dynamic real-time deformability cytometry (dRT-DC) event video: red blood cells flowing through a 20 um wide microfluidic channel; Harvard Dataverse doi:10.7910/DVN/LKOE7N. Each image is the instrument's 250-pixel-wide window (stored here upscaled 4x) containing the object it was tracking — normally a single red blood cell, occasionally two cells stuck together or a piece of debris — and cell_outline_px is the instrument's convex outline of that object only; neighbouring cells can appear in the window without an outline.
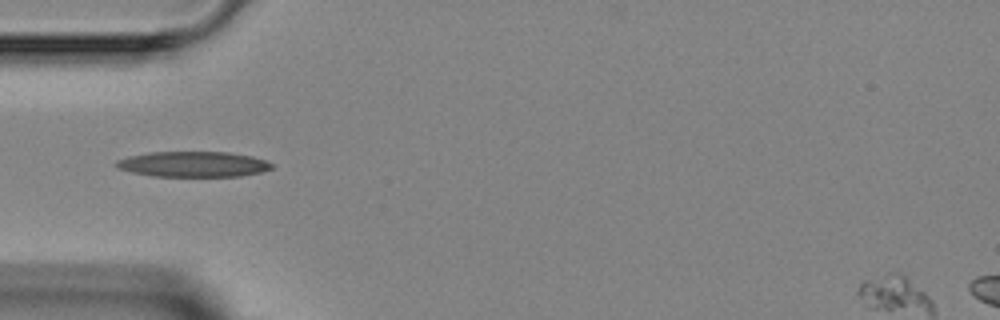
{"species": "Egyptian fruit bat (a non-hibernating species)", "species_latin": "Rousettus aegyptiacus", "temperature_condition": "room temperature", "stored_images_in_passage": 4, "camera_frame_rate_fps": 3000, "um_per_image_px": 0.085, "animal": {"sex": "female"}, "frame": {"image": 1, "passage_image": 4, "time_ms": 4.333, "image_size_px": [1000, 320], "cell_outline_px": [[272, 168], [260, 172], [240, 176], [152, 176], [132, 172], [116, 168], [116, 160], [128, 156], [148, 152], [228, 152], [252, 156], [264, 160], [272, 164]], "centroid_in_image_um": [16.38, 13.95], "position_along_channel_um": 68.6, "area_um2": 23.0}}